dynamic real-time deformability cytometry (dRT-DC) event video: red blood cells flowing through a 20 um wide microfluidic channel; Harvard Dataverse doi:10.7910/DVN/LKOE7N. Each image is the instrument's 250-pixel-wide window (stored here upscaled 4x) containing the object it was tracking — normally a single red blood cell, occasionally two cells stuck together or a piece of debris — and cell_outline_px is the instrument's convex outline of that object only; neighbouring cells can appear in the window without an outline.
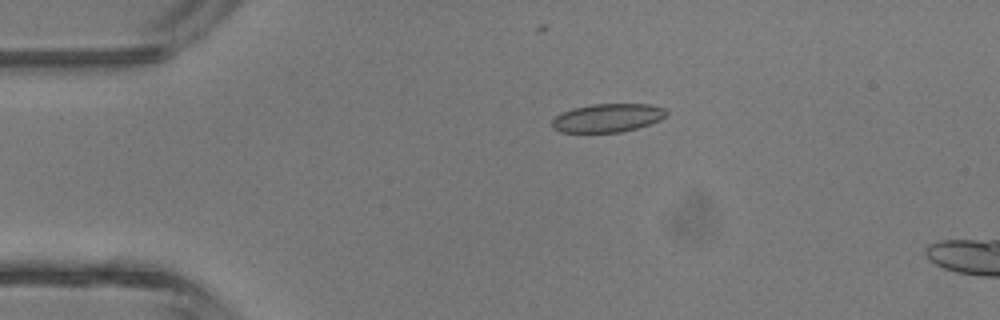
{"species": "common noctule bat (a hibernating species)", "species_latin": "Nyctalus noctula", "temperature_condition": "room temperature", "stored_images_in_passage": 5, "camera_frame_rate_fps": 3000, "um_per_image_px": 0.085, "animal": {"sex": "male", "body_mass_g": 13.3}, "frame": {"image": 1, "passage_image": 3, "time_ms": 2.333, "image_size_px": [1000, 320], "cell_outline_px": [[668, 112], [660, 120], [636, 128], [620, 132], [560, 132], [552, 128], [552, 120], [556, 116], [572, 108], [592, 104], [648, 104], [664, 108]], "centroid_in_image_um": [51.63, 10.02], "position_along_channel_um": 33.4, "area_um2": 18.79}}